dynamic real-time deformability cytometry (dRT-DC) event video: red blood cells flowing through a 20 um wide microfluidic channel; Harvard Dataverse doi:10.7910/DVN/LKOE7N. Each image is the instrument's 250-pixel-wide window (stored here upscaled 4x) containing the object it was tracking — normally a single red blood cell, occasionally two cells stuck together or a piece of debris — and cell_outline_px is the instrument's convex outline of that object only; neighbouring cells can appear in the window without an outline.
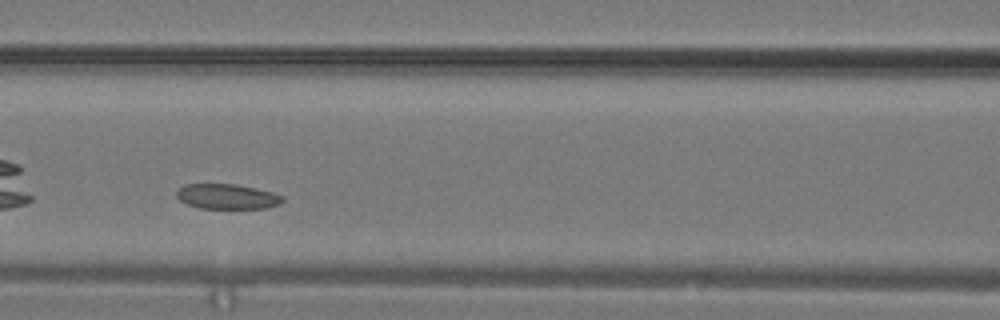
{"species": "common noctule bat (a hibernating species)", "species_latin": "Nyctalus noctula", "temperature_condition": "warm", "stored_images_in_passage": 18, "camera_frame_rate_fps": 3000, "um_per_image_px": 0.085, "animal": {"sex": "male", "body_mass_g": 19.2, "forearm_length_mm": 51.8}, "frame": {"image": 1, "passage_image": 11, "time_ms": 3.333, "image_size_px": [1000, 320], "cell_outline_px": [[284, 200], [280, 204], [264, 208], [200, 208], [188, 204], [180, 200], [176, 196], [176, 192], [184, 184], [236, 184], [256, 188], [272, 192], [284, 196]], "centroid_in_image_um": [19.32, 16.7], "position_along_channel_um": 147.3, "area_um2": 15.43}}
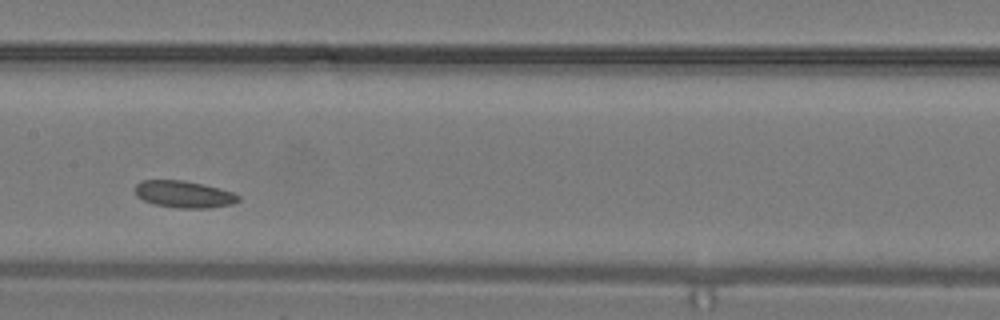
{"frame": {"image": 2, "passage_image": 13, "time_ms": 4.0, "image_size_px": [1000, 320], "cell_outline_px": [[240, 200], [232, 204], [212, 208], [176, 208], [156, 204], [144, 200], [136, 196], [136, 184], [144, 180], [184, 180], [220, 188], [232, 192], [240, 196]], "centroid_in_image_um": [15.67, 16.51], "position_along_channel_um": 191.7, "area_um2": 16.18}}
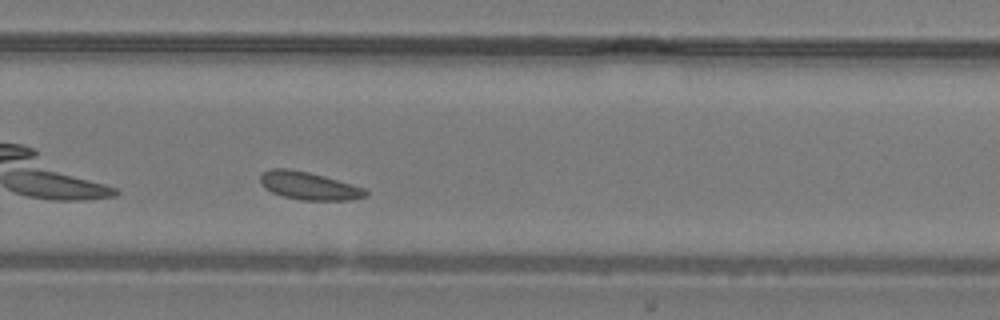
{"frame": {"image": 3, "passage_image": 18, "time_ms": 5.667, "image_size_px": [1000, 320], "cell_outline_px": [[368, 196], [352, 200], [300, 200], [284, 196], [272, 192], [264, 188], [260, 184], [260, 172], [272, 168], [288, 168], [308, 172], [324, 176], [364, 188], [368, 192]], "centroid_in_image_um": [26.22, 15.79], "position_along_channel_um": 303.6, "area_um2": 17.17}}